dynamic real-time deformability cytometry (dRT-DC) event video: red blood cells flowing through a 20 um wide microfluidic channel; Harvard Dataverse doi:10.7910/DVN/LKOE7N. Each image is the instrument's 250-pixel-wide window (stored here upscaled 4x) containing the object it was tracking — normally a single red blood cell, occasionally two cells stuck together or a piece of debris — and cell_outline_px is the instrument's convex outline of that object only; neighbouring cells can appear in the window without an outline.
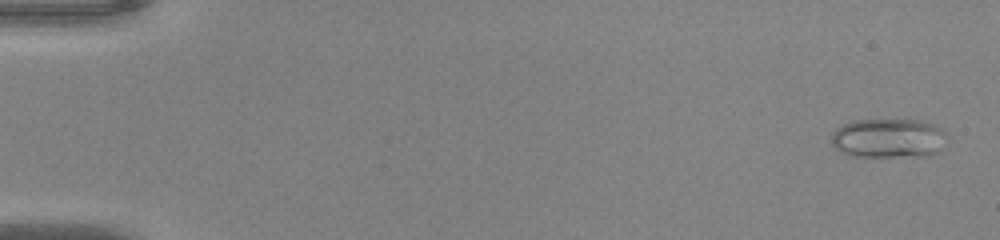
{"species": "common noctule bat (a hibernating species)", "species_latin": "Nyctalus noctula", "temperature_condition": "warm", "stored_images_in_passage": 50, "camera_frame_rate_fps": 3000, "um_per_image_px": 0.085, "animal": {"sex": "male", "body_mass_g": 20.0, "forearm_length_mm": 53.3}, "frame": {"image": 1, "passage_image": 2, "time_ms": 0.333, "image_size_px": [1000, 240], "cell_outline_px": [[948, 136], [936, 152], [928, 156], [848, 156], [840, 152], [832, 144], [832, 132], [836, 128], [852, 120], [920, 120], [936, 124]], "centroid_in_image_um": [75.5, 11.74], "position_along_channel_um": 9.5, "area_um2": 26.59}}
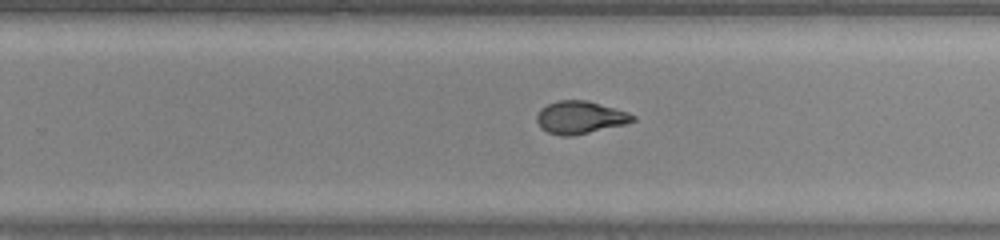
{"frame": {"image": 2, "passage_image": 33, "time_ms": 10.667, "image_size_px": [1000, 240], "cell_outline_px": [[636, 120], [624, 124], [572, 136], [560, 136], [548, 132], [540, 128], [536, 120], [536, 116], [540, 108], [548, 104], [560, 100], [588, 100], [628, 112], [636, 116]], "centroid_in_image_um": [49.29, 9.98], "position_along_channel_um": 280.5, "area_um2": 18.26}}
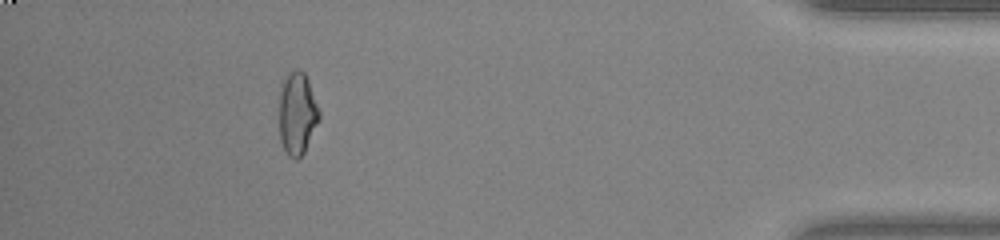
{"frame": {"image": 3, "passage_image": 46, "time_ms": 15.0, "image_size_px": [1000, 240], "cell_outline_px": [[320, 120], [304, 152], [296, 160], [288, 156], [280, 140], [280, 80], [288, 72], [296, 68], [300, 68], [304, 72], [308, 80], [320, 112]], "centroid_in_image_um": [25.26, 9.6], "position_along_channel_um": 409.9, "area_um2": 19.48}, "authors_computed_cell_mechanics": {"area_um2": 19.5653, "velocity_mm_per_s": 4.1527, "shape_relaxation_time_tau1_ms": null, "shape_relaxation_time_tau2_ms": 0.9685, "deformation_change_tau1": null, "deformation_change_tau2": 0.0568}}